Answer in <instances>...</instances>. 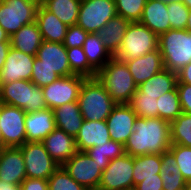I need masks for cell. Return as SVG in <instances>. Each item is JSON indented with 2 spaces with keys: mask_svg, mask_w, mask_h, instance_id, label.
<instances>
[{
  "mask_svg": "<svg viewBox=\"0 0 191 190\" xmlns=\"http://www.w3.org/2000/svg\"><path fill=\"white\" fill-rule=\"evenodd\" d=\"M53 113L56 128L75 138L83 122L78 102L58 106L53 109Z\"/></svg>",
  "mask_w": 191,
  "mask_h": 190,
  "instance_id": "obj_24",
  "label": "cell"
},
{
  "mask_svg": "<svg viewBox=\"0 0 191 190\" xmlns=\"http://www.w3.org/2000/svg\"><path fill=\"white\" fill-rule=\"evenodd\" d=\"M171 145L170 123L159 117H137L134 131L124 145L125 153L135 157L146 154H161Z\"/></svg>",
  "mask_w": 191,
  "mask_h": 190,
  "instance_id": "obj_1",
  "label": "cell"
},
{
  "mask_svg": "<svg viewBox=\"0 0 191 190\" xmlns=\"http://www.w3.org/2000/svg\"><path fill=\"white\" fill-rule=\"evenodd\" d=\"M163 1L166 3H169V2L179 1V0H163Z\"/></svg>",
  "mask_w": 191,
  "mask_h": 190,
  "instance_id": "obj_54",
  "label": "cell"
},
{
  "mask_svg": "<svg viewBox=\"0 0 191 190\" xmlns=\"http://www.w3.org/2000/svg\"><path fill=\"white\" fill-rule=\"evenodd\" d=\"M157 108L158 117L169 123L183 113L176 87L157 99Z\"/></svg>",
  "mask_w": 191,
  "mask_h": 190,
  "instance_id": "obj_33",
  "label": "cell"
},
{
  "mask_svg": "<svg viewBox=\"0 0 191 190\" xmlns=\"http://www.w3.org/2000/svg\"><path fill=\"white\" fill-rule=\"evenodd\" d=\"M86 78L78 75L59 77L42 88L46 106L54 109L58 106L77 102L81 86Z\"/></svg>",
  "mask_w": 191,
  "mask_h": 190,
  "instance_id": "obj_13",
  "label": "cell"
},
{
  "mask_svg": "<svg viewBox=\"0 0 191 190\" xmlns=\"http://www.w3.org/2000/svg\"><path fill=\"white\" fill-rule=\"evenodd\" d=\"M81 0H44L43 6L56 15L65 25H75Z\"/></svg>",
  "mask_w": 191,
  "mask_h": 190,
  "instance_id": "obj_31",
  "label": "cell"
},
{
  "mask_svg": "<svg viewBox=\"0 0 191 190\" xmlns=\"http://www.w3.org/2000/svg\"><path fill=\"white\" fill-rule=\"evenodd\" d=\"M106 121L83 120L75 137L77 151L85 152L91 147L102 145L111 140Z\"/></svg>",
  "mask_w": 191,
  "mask_h": 190,
  "instance_id": "obj_21",
  "label": "cell"
},
{
  "mask_svg": "<svg viewBox=\"0 0 191 190\" xmlns=\"http://www.w3.org/2000/svg\"><path fill=\"white\" fill-rule=\"evenodd\" d=\"M161 179L163 190H184L187 187L170 150L161 153Z\"/></svg>",
  "mask_w": 191,
  "mask_h": 190,
  "instance_id": "obj_27",
  "label": "cell"
},
{
  "mask_svg": "<svg viewBox=\"0 0 191 190\" xmlns=\"http://www.w3.org/2000/svg\"><path fill=\"white\" fill-rule=\"evenodd\" d=\"M99 165L86 152L77 151L62 167L87 190H97L103 172Z\"/></svg>",
  "mask_w": 191,
  "mask_h": 190,
  "instance_id": "obj_12",
  "label": "cell"
},
{
  "mask_svg": "<svg viewBox=\"0 0 191 190\" xmlns=\"http://www.w3.org/2000/svg\"><path fill=\"white\" fill-rule=\"evenodd\" d=\"M27 178L46 179L59 168L42 142H25L20 146Z\"/></svg>",
  "mask_w": 191,
  "mask_h": 190,
  "instance_id": "obj_10",
  "label": "cell"
},
{
  "mask_svg": "<svg viewBox=\"0 0 191 190\" xmlns=\"http://www.w3.org/2000/svg\"><path fill=\"white\" fill-rule=\"evenodd\" d=\"M157 99L158 96L143 95V92L137 88L128 104L137 117L154 118L158 117Z\"/></svg>",
  "mask_w": 191,
  "mask_h": 190,
  "instance_id": "obj_34",
  "label": "cell"
},
{
  "mask_svg": "<svg viewBox=\"0 0 191 190\" xmlns=\"http://www.w3.org/2000/svg\"><path fill=\"white\" fill-rule=\"evenodd\" d=\"M88 34V32L77 24L68 26L63 45L66 48L83 47Z\"/></svg>",
  "mask_w": 191,
  "mask_h": 190,
  "instance_id": "obj_41",
  "label": "cell"
},
{
  "mask_svg": "<svg viewBox=\"0 0 191 190\" xmlns=\"http://www.w3.org/2000/svg\"><path fill=\"white\" fill-rule=\"evenodd\" d=\"M35 56L10 47L3 68L0 70V84L18 80H31Z\"/></svg>",
  "mask_w": 191,
  "mask_h": 190,
  "instance_id": "obj_15",
  "label": "cell"
},
{
  "mask_svg": "<svg viewBox=\"0 0 191 190\" xmlns=\"http://www.w3.org/2000/svg\"><path fill=\"white\" fill-rule=\"evenodd\" d=\"M10 42V36L8 33L0 26V43Z\"/></svg>",
  "mask_w": 191,
  "mask_h": 190,
  "instance_id": "obj_49",
  "label": "cell"
},
{
  "mask_svg": "<svg viewBox=\"0 0 191 190\" xmlns=\"http://www.w3.org/2000/svg\"><path fill=\"white\" fill-rule=\"evenodd\" d=\"M158 37L171 29L167 14V3L163 0H147L139 21Z\"/></svg>",
  "mask_w": 191,
  "mask_h": 190,
  "instance_id": "obj_22",
  "label": "cell"
},
{
  "mask_svg": "<svg viewBox=\"0 0 191 190\" xmlns=\"http://www.w3.org/2000/svg\"><path fill=\"white\" fill-rule=\"evenodd\" d=\"M158 48L164 68L178 73L191 62V32L170 29L159 36Z\"/></svg>",
  "mask_w": 191,
  "mask_h": 190,
  "instance_id": "obj_4",
  "label": "cell"
},
{
  "mask_svg": "<svg viewBox=\"0 0 191 190\" xmlns=\"http://www.w3.org/2000/svg\"><path fill=\"white\" fill-rule=\"evenodd\" d=\"M20 187L21 190H48V180L26 177Z\"/></svg>",
  "mask_w": 191,
  "mask_h": 190,
  "instance_id": "obj_45",
  "label": "cell"
},
{
  "mask_svg": "<svg viewBox=\"0 0 191 190\" xmlns=\"http://www.w3.org/2000/svg\"><path fill=\"white\" fill-rule=\"evenodd\" d=\"M29 1H32L40 6L41 4H43L44 0H29Z\"/></svg>",
  "mask_w": 191,
  "mask_h": 190,
  "instance_id": "obj_52",
  "label": "cell"
},
{
  "mask_svg": "<svg viewBox=\"0 0 191 190\" xmlns=\"http://www.w3.org/2000/svg\"><path fill=\"white\" fill-rule=\"evenodd\" d=\"M161 174V154H146L133 157V189L145 178Z\"/></svg>",
  "mask_w": 191,
  "mask_h": 190,
  "instance_id": "obj_30",
  "label": "cell"
},
{
  "mask_svg": "<svg viewBox=\"0 0 191 190\" xmlns=\"http://www.w3.org/2000/svg\"><path fill=\"white\" fill-rule=\"evenodd\" d=\"M38 4L29 0H0V26L13 35L24 25L35 22Z\"/></svg>",
  "mask_w": 191,
  "mask_h": 190,
  "instance_id": "obj_7",
  "label": "cell"
},
{
  "mask_svg": "<svg viewBox=\"0 0 191 190\" xmlns=\"http://www.w3.org/2000/svg\"><path fill=\"white\" fill-rule=\"evenodd\" d=\"M51 158L62 166L76 152L75 138L56 128L42 141Z\"/></svg>",
  "mask_w": 191,
  "mask_h": 190,
  "instance_id": "obj_20",
  "label": "cell"
},
{
  "mask_svg": "<svg viewBox=\"0 0 191 190\" xmlns=\"http://www.w3.org/2000/svg\"><path fill=\"white\" fill-rule=\"evenodd\" d=\"M33 66H46L60 77L73 75L69 66L67 48L63 43L43 40L35 56Z\"/></svg>",
  "mask_w": 191,
  "mask_h": 190,
  "instance_id": "obj_14",
  "label": "cell"
},
{
  "mask_svg": "<svg viewBox=\"0 0 191 190\" xmlns=\"http://www.w3.org/2000/svg\"><path fill=\"white\" fill-rule=\"evenodd\" d=\"M69 66L73 75L95 78L97 72L89 65L83 47L67 48Z\"/></svg>",
  "mask_w": 191,
  "mask_h": 190,
  "instance_id": "obj_36",
  "label": "cell"
},
{
  "mask_svg": "<svg viewBox=\"0 0 191 190\" xmlns=\"http://www.w3.org/2000/svg\"><path fill=\"white\" fill-rule=\"evenodd\" d=\"M25 116L23 109L0 103L2 147H20L26 142Z\"/></svg>",
  "mask_w": 191,
  "mask_h": 190,
  "instance_id": "obj_8",
  "label": "cell"
},
{
  "mask_svg": "<svg viewBox=\"0 0 191 190\" xmlns=\"http://www.w3.org/2000/svg\"><path fill=\"white\" fill-rule=\"evenodd\" d=\"M11 47V42H1L0 43V70L3 68L5 63L7 53Z\"/></svg>",
  "mask_w": 191,
  "mask_h": 190,
  "instance_id": "obj_47",
  "label": "cell"
},
{
  "mask_svg": "<svg viewBox=\"0 0 191 190\" xmlns=\"http://www.w3.org/2000/svg\"><path fill=\"white\" fill-rule=\"evenodd\" d=\"M137 115L129 104H116L106 119L111 140L125 145L134 131Z\"/></svg>",
  "mask_w": 191,
  "mask_h": 190,
  "instance_id": "obj_16",
  "label": "cell"
},
{
  "mask_svg": "<svg viewBox=\"0 0 191 190\" xmlns=\"http://www.w3.org/2000/svg\"><path fill=\"white\" fill-rule=\"evenodd\" d=\"M26 142H42L56 129L52 109L45 108L36 112L26 113Z\"/></svg>",
  "mask_w": 191,
  "mask_h": 190,
  "instance_id": "obj_18",
  "label": "cell"
},
{
  "mask_svg": "<svg viewBox=\"0 0 191 190\" xmlns=\"http://www.w3.org/2000/svg\"><path fill=\"white\" fill-rule=\"evenodd\" d=\"M186 30H188L189 32H191V9L189 10V17H188V19H187Z\"/></svg>",
  "mask_w": 191,
  "mask_h": 190,
  "instance_id": "obj_50",
  "label": "cell"
},
{
  "mask_svg": "<svg viewBox=\"0 0 191 190\" xmlns=\"http://www.w3.org/2000/svg\"><path fill=\"white\" fill-rule=\"evenodd\" d=\"M125 61L137 86L149 80L156 73L164 69L163 60L159 48L144 56Z\"/></svg>",
  "mask_w": 191,
  "mask_h": 190,
  "instance_id": "obj_19",
  "label": "cell"
},
{
  "mask_svg": "<svg viewBox=\"0 0 191 190\" xmlns=\"http://www.w3.org/2000/svg\"><path fill=\"white\" fill-rule=\"evenodd\" d=\"M171 144L191 147V115L182 113L170 123Z\"/></svg>",
  "mask_w": 191,
  "mask_h": 190,
  "instance_id": "obj_35",
  "label": "cell"
},
{
  "mask_svg": "<svg viewBox=\"0 0 191 190\" xmlns=\"http://www.w3.org/2000/svg\"><path fill=\"white\" fill-rule=\"evenodd\" d=\"M159 37L140 22H130L121 47L114 57L131 60L158 49Z\"/></svg>",
  "mask_w": 191,
  "mask_h": 190,
  "instance_id": "obj_6",
  "label": "cell"
},
{
  "mask_svg": "<svg viewBox=\"0 0 191 190\" xmlns=\"http://www.w3.org/2000/svg\"><path fill=\"white\" fill-rule=\"evenodd\" d=\"M35 22L43 40L63 43L68 26L42 4L38 6Z\"/></svg>",
  "mask_w": 191,
  "mask_h": 190,
  "instance_id": "obj_23",
  "label": "cell"
},
{
  "mask_svg": "<svg viewBox=\"0 0 191 190\" xmlns=\"http://www.w3.org/2000/svg\"><path fill=\"white\" fill-rule=\"evenodd\" d=\"M162 186L161 174H157V177L145 178L133 190H163Z\"/></svg>",
  "mask_w": 191,
  "mask_h": 190,
  "instance_id": "obj_44",
  "label": "cell"
},
{
  "mask_svg": "<svg viewBox=\"0 0 191 190\" xmlns=\"http://www.w3.org/2000/svg\"><path fill=\"white\" fill-rule=\"evenodd\" d=\"M48 190H87L77 183L62 167L48 178Z\"/></svg>",
  "mask_w": 191,
  "mask_h": 190,
  "instance_id": "obj_38",
  "label": "cell"
},
{
  "mask_svg": "<svg viewBox=\"0 0 191 190\" xmlns=\"http://www.w3.org/2000/svg\"><path fill=\"white\" fill-rule=\"evenodd\" d=\"M147 0H115L116 14L129 22H139Z\"/></svg>",
  "mask_w": 191,
  "mask_h": 190,
  "instance_id": "obj_37",
  "label": "cell"
},
{
  "mask_svg": "<svg viewBox=\"0 0 191 190\" xmlns=\"http://www.w3.org/2000/svg\"><path fill=\"white\" fill-rule=\"evenodd\" d=\"M83 50L89 65L98 73L114 56L105 47L97 33H89Z\"/></svg>",
  "mask_w": 191,
  "mask_h": 190,
  "instance_id": "obj_28",
  "label": "cell"
},
{
  "mask_svg": "<svg viewBox=\"0 0 191 190\" xmlns=\"http://www.w3.org/2000/svg\"><path fill=\"white\" fill-rule=\"evenodd\" d=\"M189 9H191V0H181Z\"/></svg>",
  "mask_w": 191,
  "mask_h": 190,
  "instance_id": "obj_51",
  "label": "cell"
},
{
  "mask_svg": "<svg viewBox=\"0 0 191 190\" xmlns=\"http://www.w3.org/2000/svg\"><path fill=\"white\" fill-rule=\"evenodd\" d=\"M77 102L83 120L88 121H106L117 104L97 77L84 80Z\"/></svg>",
  "mask_w": 191,
  "mask_h": 190,
  "instance_id": "obj_2",
  "label": "cell"
},
{
  "mask_svg": "<svg viewBox=\"0 0 191 190\" xmlns=\"http://www.w3.org/2000/svg\"><path fill=\"white\" fill-rule=\"evenodd\" d=\"M176 88L179 95L182 112L191 115V85L180 83L177 80Z\"/></svg>",
  "mask_w": 191,
  "mask_h": 190,
  "instance_id": "obj_43",
  "label": "cell"
},
{
  "mask_svg": "<svg viewBox=\"0 0 191 190\" xmlns=\"http://www.w3.org/2000/svg\"><path fill=\"white\" fill-rule=\"evenodd\" d=\"M25 178L24 157L20 147H3L0 152V180L21 185Z\"/></svg>",
  "mask_w": 191,
  "mask_h": 190,
  "instance_id": "obj_17",
  "label": "cell"
},
{
  "mask_svg": "<svg viewBox=\"0 0 191 190\" xmlns=\"http://www.w3.org/2000/svg\"><path fill=\"white\" fill-rule=\"evenodd\" d=\"M129 24L130 22L124 17L116 15L97 32L101 41L113 56L121 47Z\"/></svg>",
  "mask_w": 191,
  "mask_h": 190,
  "instance_id": "obj_26",
  "label": "cell"
},
{
  "mask_svg": "<svg viewBox=\"0 0 191 190\" xmlns=\"http://www.w3.org/2000/svg\"><path fill=\"white\" fill-rule=\"evenodd\" d=\"M116 15L115 0H81L76 24L88 33H97Z\"/></svg>",
  "mask_w": 191,
  "mask_h": 190,
  "instance_id": "obj_9",
  "label": "cell"
},
{
  "mask_svg": "<svg viewBox=\"0 0 191 190\" xmlns=\"http://www.w3.org/2000/svg\"><path fill=\"white\" fill-rule=\"evenodd\" d=\"M176 84L177 73L164 68L138 86V88L143 92V95L158 96L160 98L165 93L172 91Z\"/></svg>",
  "mask_w": 191,
  "mask_h": 190,
  "instance_id": "obj_29",
  "label": "cell"
},
{
  "mask_svg": "<svg viewBox=\"0 0 191 190\" xmlns=\"http://www.w3.org/2000/svg\"><path fill=\"white\" fill-rule=\"evenodd\" d=\"M99 165V168L104 171L110 160L125 154L124 145L120 142L109 140L102 145H96L85 151Z\"/></svg>",
  "mask_w": 191,
  "mask_h": 190,
  "instance_id": "obj_32",
  "label": "cell"
},
{
  "mask_svg": "<svg viewBox=\"0 0 191 190\" xmlns=\"http://www.w3.org/2000/svg\"><path fill=\"white\" fill-rule=\"evenodd\" d=\"M187 187L191 189V179L187 182Z\"/></svg>",
  "mask_w": 191,
  "mask_h": 190,
  "instance_id": "obj_53",
  "label": "cell"
},
{
  "mask_svg": "<svg viewBox=\"0 0 191 190\" xmlns=\"http://www.w3.org/2000/svg\"><path fill=\"white\" fill-rule=\"evenodd\" d=\"M189 10L181 0L167 3L171 29H186Z\"/></svg>",
  "mask_w": 191,
  "mask_h": 190,
  "instance_id": "obj_39",
  "label": "cell"
},
{
  "mask_svg": "<svg viewBox=\"0 0 191 190\" xmlns=\"http://www.w3.org/2000/svg\"><path fill=\"white\" fill-rule=\"evenodd\" d=\"M0 103L16 106L26 113L47 108L42 88L31 80H18L0 84Z\"/></svg>",
  "mask_w": 191,
  "mask_h": 190,
  "instance_id": "obj_5",
  "label": "cell"
},
{
  "mask_svg": "<svg viewBox=\"0 0 191 190\" xmlns=\"http://www.w3.org/2000/svg\"><path fill=\"white\" fill-rule=\"evenodd\" d=\"M177 80L180 83L191 85V62L177 73Z\"/></svg>",
  "mask_w": 191,
  "mask_h": 190,
  "instance_id": "obj_46",
  "label": "cell"
},
{
  "mask_svg": "<svg viewBox=\"0 0 191 190\" xmlns=\"http://www.w3.org/2000/svg\"><path fill=\"white\" fill-rule=\"evenodd\" d=\"M96 77L117 104H128L138 88L125 61L115 57L97 73Z\"/></svg>",
  "mask_w": 191,
  "mask_h": 190,
  "instance_id": "obj_3",
  "label": "cell"
},
{
  "mask_svg": "<svg viewBox=\"0 0 191 190\" xmlns=\"http://www.w3.org/2000/svg\"><path fill=\"white\" fill-rule=\"evenodd\" d=\"M11 47L25 54L36 56L43 42L36 22L24 25L10 36Z\"/></svg>",
  "mask_w": 191,
  "mask_h": 190,
  "instance_id": "obj_25",
  "label": "cell"
},
{
  "mask_svg": "<svg viewBox=\"0 0 191 190\" xmlns=\"http://www.w3.org/2000/svg\"><path fill=\"white\" fill-rule=\"evenodd\" d=\"M97 190H133V157L125 153L110 160Z\"/></svg>",
  "mask_w": 191,
  "mask_h": 190,
  "instance_id": "obj_11",
  "label": "cell"
},
{
  "mask_svg": "<svg viewBox=\"0 0 191 190\" xmlns=\"http://www.w3.org/2000/svg\"><path fill=\"white\" fill-rule=\"evenodd\" d=\"M0 145H1V127H0Z\"/></svg>",
  "mask_w": 191,
  "mask_h": 190,
  "instance_id": "obj_55",
  "label": "cell"
},
{
  "mask_svg": "<svg viewBox=\"0 0 191 190\" xmlns=\"http://www.w3.org/2000/svg\"><path fill=\"white\" fill-rule=\"evenodd\" d=\"M169 150L174 155L180 174L188 182L191 179V147L171 144Z\"/></svg>",
  "mask_w": 191,
  "mask_h": 190,
  "instance_id": "obj_40",
  "label": "cell"
},
{
  "mask_svg": "<svg viewBox=\"0 0 191 190\" xmlns=\"http://www.w3.org/2000/svg\"><path fill=\"white\" fill-rule=\"evenodd\" d=\"M0 190H21L20 185H12L0 180Z\"/></svg>",
  "mask_w": 191,
  "mask_h": 190,
  "instance_id": "obj_48",
  "label": "cell"
},
{
  "mask_svg": "<svg viewBox=\"0 0 191 190\" xmlns=\"http://www.w3.org/2000/svg\"><path fill=\"white\" fill-rule=\"evenodd\" d=\"M60 76L46 66H33L31 81L38 87L43 88L57 80Z\"/></svg>",
  "mask_w": 191,
  "mask_h": 190,
  "instance_id": "obj_42",
  "label": "cell"
}]
</instances>
